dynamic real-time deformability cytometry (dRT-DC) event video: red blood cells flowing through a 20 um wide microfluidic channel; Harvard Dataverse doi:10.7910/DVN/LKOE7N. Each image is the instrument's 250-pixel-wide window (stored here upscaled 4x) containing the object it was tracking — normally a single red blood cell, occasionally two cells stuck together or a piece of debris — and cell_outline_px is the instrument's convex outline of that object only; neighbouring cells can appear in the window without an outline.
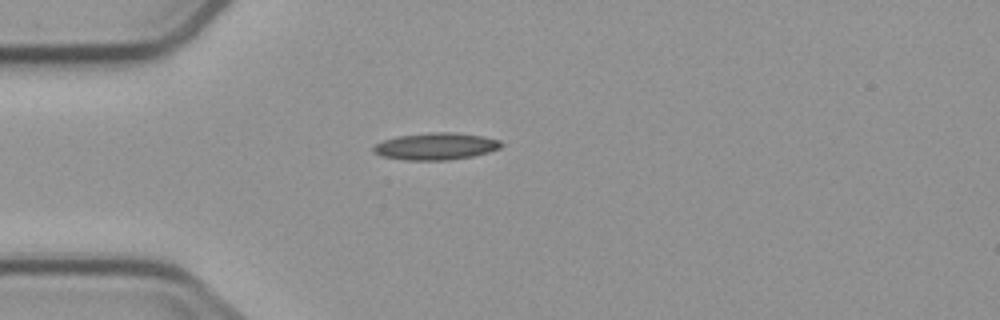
{"species": "common noctule bat (a hibernating species)", "species_latin": "Nyctalus noctula", "temperature_condition": "cold", "stored_images_in_passage": 1, "camera_frame_rate_fps": 3000, "um_per_image_px": 0.085, "animal": {"sex": "male", "body_mass_g": 23.1, "forearm_length_mm": 52.7}, "frame": {"image": 1, "passage_image": 1, "time_ms": 0.0, "image_size_px": [1000, 320], "cell_outline_px": [[504, 144], [500, 148], [488, 152], [472, 156], [448, 160], [404, 160], [380, 156], [372, 152], [372, 148], [376, 144], [384, 140], [396, 136], [436, 132], [452, 132], [480, 136], [500, 140]], "centroid_in_image_um": [37.01, 12.44], "position_along_channel_um": 48.0, "area_um2": 20.06}}